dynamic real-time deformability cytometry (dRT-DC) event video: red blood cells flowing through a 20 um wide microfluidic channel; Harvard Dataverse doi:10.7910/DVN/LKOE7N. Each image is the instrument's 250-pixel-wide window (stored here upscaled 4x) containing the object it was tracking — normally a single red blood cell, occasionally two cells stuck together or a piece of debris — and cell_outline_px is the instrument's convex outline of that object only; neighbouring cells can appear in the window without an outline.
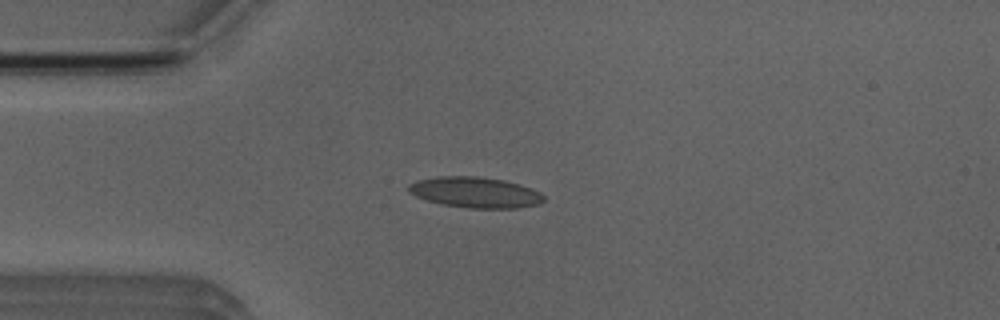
{"species": "Egyptian fruit bat (a non-hibernating species)", "species_latin": "Rousettus aegyptiacus", "temperature_condition": "room temperature", "stored_images_in_passage": 3, "camera_frame_rate_fps": 3000, "um_per_image_px": 0.085, "animal": {"sex": "male"}, "frame": {"image": 1, "passage_image": 3, "time_ms": 2.333, "image_size_px": [1000, 320], "cell_outline_px": [[544, 200], [540, 204], [516, 208], [468, 208], [444, 204], [428, 200], [416, 196], [408, 192], [408, 184], [416, 180], [436, 176], [480, 176], [504, 180], [520, 184], [540, 192], [544, 196]], "centroid_in_image_um": [40.39, 16.34], "position_along_channel_um": 44.6, "area_um2": 24.28}}